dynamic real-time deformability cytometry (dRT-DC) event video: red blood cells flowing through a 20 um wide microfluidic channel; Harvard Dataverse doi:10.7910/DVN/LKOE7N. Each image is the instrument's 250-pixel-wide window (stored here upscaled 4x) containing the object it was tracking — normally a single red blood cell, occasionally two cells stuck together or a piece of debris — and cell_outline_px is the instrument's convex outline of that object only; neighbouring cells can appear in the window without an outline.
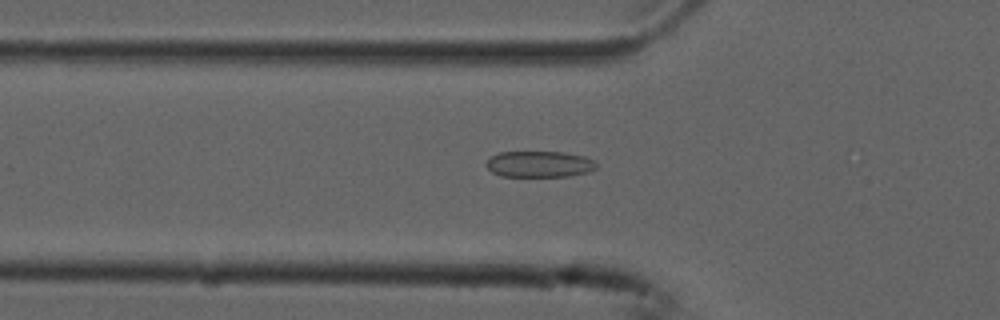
{"species": "common noctule bat (a hibernating species)", "species_latin": "Nyctalus noctula", "temperature_condition": "cold", "stored_images_in_passage": 48, "camera_frame_rate_fps": 3000, "um_per_image_px": 0.085, "animal": {"sex": "male", "forearm_length_mm": 52.5}, "frame": {"image": 1, "passage_image": 12, "time_ms": 3.667, "image_size_px": [1000, 320], "cell_outline_px": [[600, 164], [596, 168], [588, 172], [568, 176], [500, 176], [492, 172], [488, 168], [488, 160], [492, 156], [500, 152], [564, 152], [584, 156]], "centroid_in_image_um": [45.89, 13.95], "position_along_channel_um": 79.9, "area_um2": 16.7}}
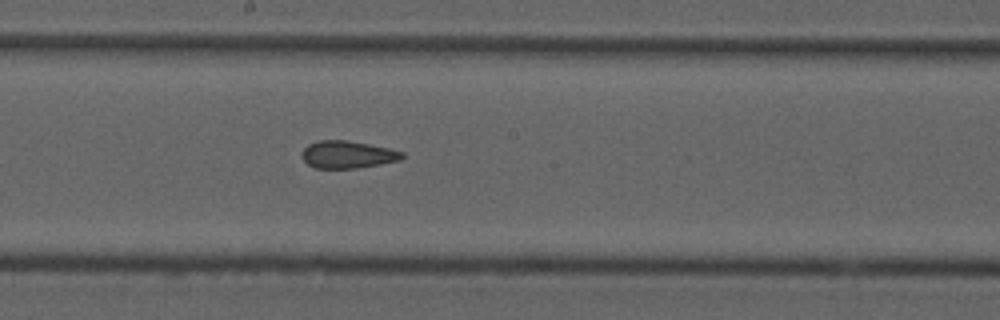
{"frame": {"image": 2, "passage_image": 23, "time_ms": 7.333, "image_size_px": [1000, 320], "cell_outline_px": [[404, 156], [400, 160], [380, 164], [356, 168], [316, 168], [308, 164], [300, 156], [304, 148], [308, 144], [320, 140], [348, 140], [388, 148], [404, 152]], "centroid_in_image_um": [29.53, 13.13], "position_along_channel_um": 218.7, "area_um2": 15.95}}
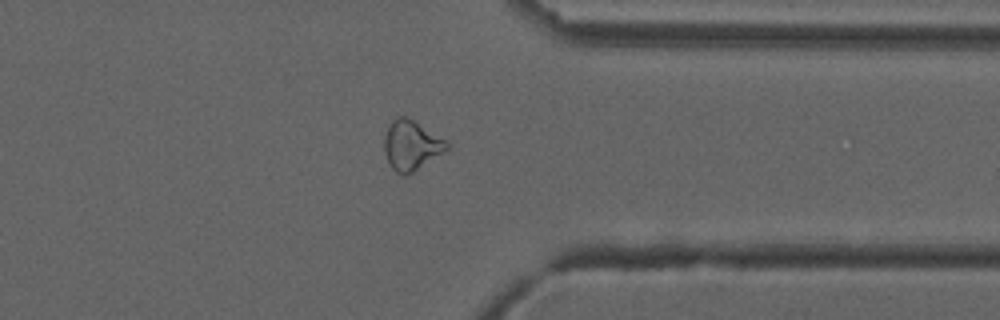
{"frame": {"image": 3, "passage_image": 36, "time_ms": 11.667, "image_size_px": [1000, 320], "cell_outline_px": [[452, 144], [448, 148], [412, 172], [396, 172], [392, 168], [384, 152], [384, 136], [392, 120], [400, 116], [404, 116], [412, 120], [448, 140]], "centroid_in_image_um": [34.97, 12.31], "position_along_channel_um": 376.4, "area_um2": 17.57}, "authors_computed_cell_mechanics": {"area_um2": 17.7735, "velocity_mm_per_s": 3.7718, "shape_relaxation_time_tau1_ms": null, "shape_relaxation_time_tau2_ms": 1.955, "deformation_change_tau1": null, "deformation_change_tau2": 0.0877}}